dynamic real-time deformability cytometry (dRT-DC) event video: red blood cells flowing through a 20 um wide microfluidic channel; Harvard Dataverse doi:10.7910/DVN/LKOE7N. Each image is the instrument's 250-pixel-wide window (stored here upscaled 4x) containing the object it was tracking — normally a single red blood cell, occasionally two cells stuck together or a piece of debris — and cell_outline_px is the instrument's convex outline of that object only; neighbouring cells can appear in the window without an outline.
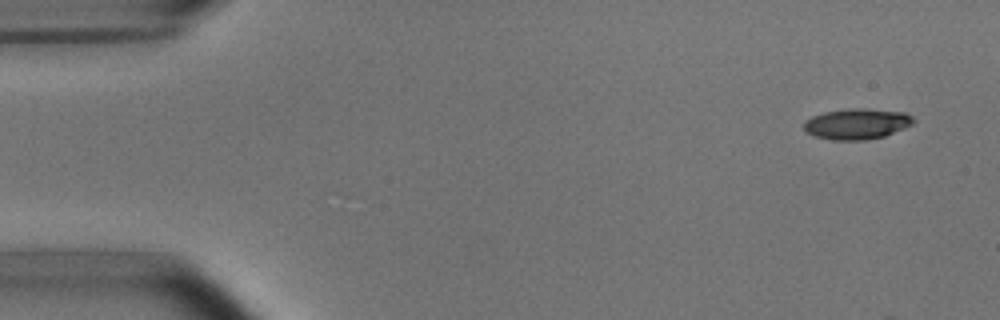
{"species": "common noctule bat (a hibernating species)", "species_latin": "Nyctalus noctula", "temperature_condition": "room temperature", "stored_images_in_passage": 8, "camera_frame_rate_fps": 3000, "um_per_image_px": 0.085, "animal": {"sex": "male", "body_mass_g": 15.6}, "frame": {"image": 1, "passage_image": 3, "time_ms": 0.667, "image_size_px": [1000, 320], "cell_outline_px": [[916, 120], [912, 124], [904, 128], [884, 136], [864, 140], [832, 140], [816, 136], [808, 132], [804, 128], [804, 120], [812, 116], [824, 112], [848, 108], [864, 108], [904, 112], [912, 116]], "centroid_in_image_um": [72.84, 10.52], "position_along_channel_um": 12.2, "area_um2": 19.59}}